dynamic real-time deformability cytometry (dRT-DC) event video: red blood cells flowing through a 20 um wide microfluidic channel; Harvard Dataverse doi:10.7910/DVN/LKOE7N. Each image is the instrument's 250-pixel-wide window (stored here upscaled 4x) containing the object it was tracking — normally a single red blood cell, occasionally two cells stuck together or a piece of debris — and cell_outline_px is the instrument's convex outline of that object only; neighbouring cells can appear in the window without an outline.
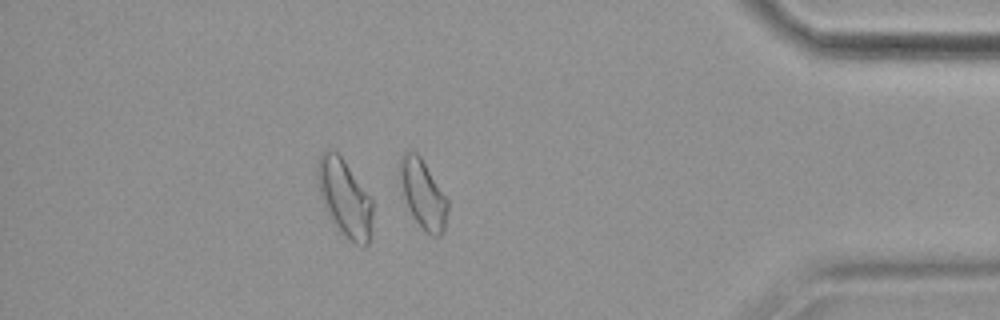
{"species": "common noctule bat (a hibernating species)", "species_latin": "Nyctalus noctula", "temperature_condition": "cold", "stored_images_in_passage": 45, "camera_frame_rate_fps": 3000, "um_per_image_px": 0.085, "animal": {"sex": "female", "body_mass_g": 19.9}, "frame": {"image": 1, "passage_image": 39, "time_ms": 12.667, "image_size_px": [1000, 320], "cell_outline_px": [[448, 208], [444, 232], [440, 236], [432, 236], [412, 216], [408, 208], [404, 196], [400, 176], [400, 160], [408, 152], [416, 152], [420, 156], [448, 200]], "centroid_in_image_um": [35.98, 16.54], "position_along_channel_um": 399.2, "area_um2": 18.5}, "authors_computed_cell_mechanics": {"area_um2": 17.8602, "velocity_mm_per_s": 3.5649, "shape_relaxation_time_tau1_ms": null, "shape_relaxation_time_tau2_ms": 4.669, "deformation_change_tau1": null, "deformation_change_tau2": 0.1188}}